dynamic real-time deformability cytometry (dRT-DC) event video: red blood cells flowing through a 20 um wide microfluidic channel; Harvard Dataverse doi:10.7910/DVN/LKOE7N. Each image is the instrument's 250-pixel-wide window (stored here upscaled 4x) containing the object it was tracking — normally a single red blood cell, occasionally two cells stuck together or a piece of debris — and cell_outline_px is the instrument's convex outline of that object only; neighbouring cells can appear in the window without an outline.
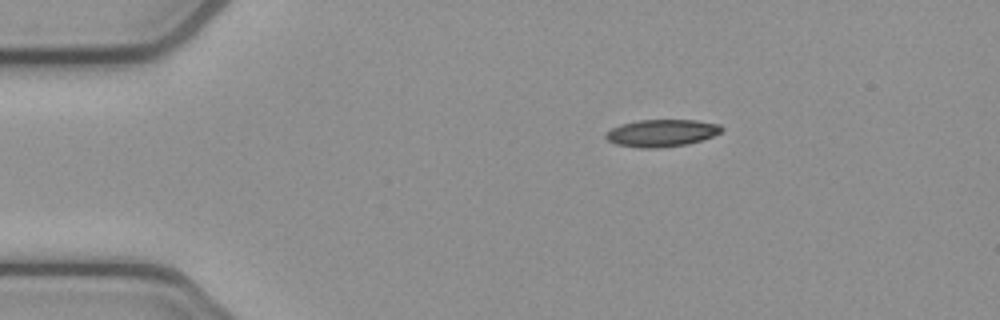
{"species": "common noctule bat (a hibernating species)", "species_latin": "Nyctalus noctula", "temperature_condition": "cold", "stored_images_in_passage": 5, "camera_frame_rate_fps": 3000, "um_per_image_px": 0.085, "animal": {"sex": "female", "body_mass_g": 21.9}, "frame": {"image": 1, "passage_image": 1, "time_ms": 0.0, "image_size_px": [1000, 320], "cell_outline_px": [[724, 128], [720, 132], [712, 136], [688, 144], [656, 148], [640, 148], [616, 144], [608, 140], [604, 136], [612, 128], [620, 124], [640, 120], [696, 120], [720, 124]], "centroid_in_image_um": [56.24, 11.3], "position_along_channel_um": 28.8, "area_um2": 18.26}}
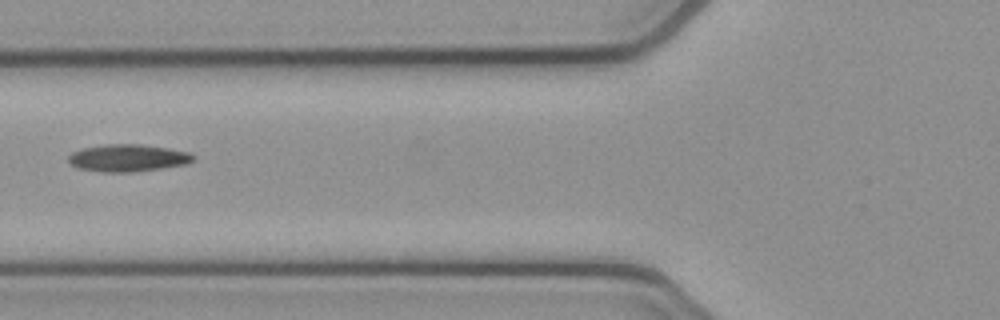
{"frame": {"image": 2, "passage_image": 4, "time_ms": 1.0, "image_size_px": [1000, 320], "cell_outline_px": [[196, 156], [192, 160], [184, 164], [160, 168], [132, 172], [100, 172], [76, 168], [68, 160], [68, 156], [72, 152], [84, 148], [108, 144], [140, 144], [168, 148], [188, 152]], "centroid_in_image_um": [10.83, 13.43], "position_along_channel_um": 115.0, "area_um2": 19.65}}
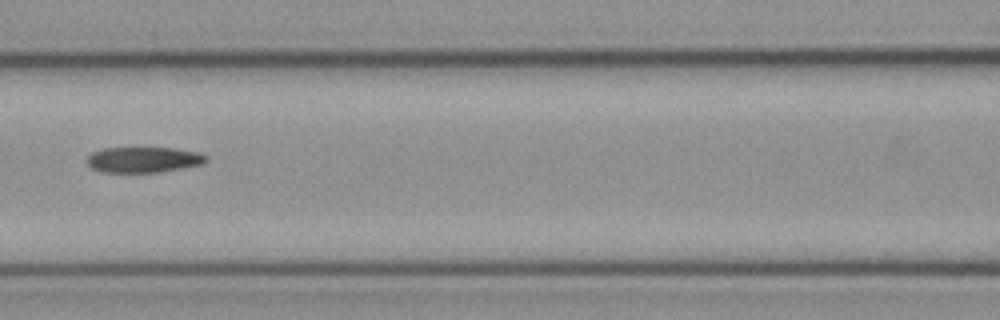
{"frame": {"image": 3, "passage_image": 5, "time_ms": 1.333, "image_size_px": [1000, 320], "cell_outline_px": [[208, 160], [200, 164], [180, 168], [156, 172], [100, 172], [92, 168], [84, 160], [92, 152], [104, 148], [176, 148], [200, 152], [208, 156]], "centroid_in_image_um": [12.18, 13.56], "position_along_channel_um": 154.4, "area_um2": 17.8}}